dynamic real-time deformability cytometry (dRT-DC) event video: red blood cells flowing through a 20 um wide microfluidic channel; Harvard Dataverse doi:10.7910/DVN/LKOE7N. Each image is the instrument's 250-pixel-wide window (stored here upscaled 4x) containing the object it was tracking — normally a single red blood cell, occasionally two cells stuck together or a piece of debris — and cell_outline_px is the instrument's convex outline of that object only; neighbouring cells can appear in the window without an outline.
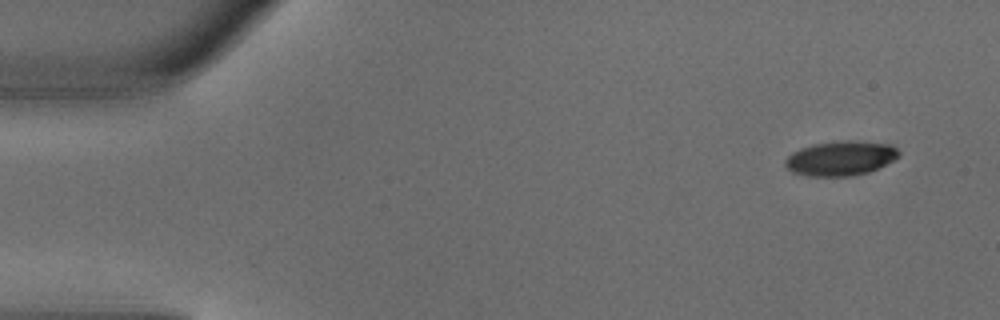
{"species": "common noctule bat (a hibernating species)", "species_latin": "Nyctalus noctula", "temperature_condition": "warm", "stored_images_in_passage": 4, "camera_frame_rate_fps": 3000, "um_per_image_px": 0.085, "animal": {"sex": "male", "body_mass_g": 18.8}, "frame": {"image": 1, "passage_image": 1, "time_ms": 0.0, "image_size_px": [1000, 320], "cell_outline_px": [[900, 156], [868, 172], [852, 176], [808, 176], [792, 172], [784, 164], [784, 160], [792, 152], [800, 148], [812, 144], [848, 140], [852, 140], [892, 144], [900, 152]], "centroid_in_image_um": [71.43, 13.45], "position_along_channel_um": 13.6, "area_um2": 22.89}}
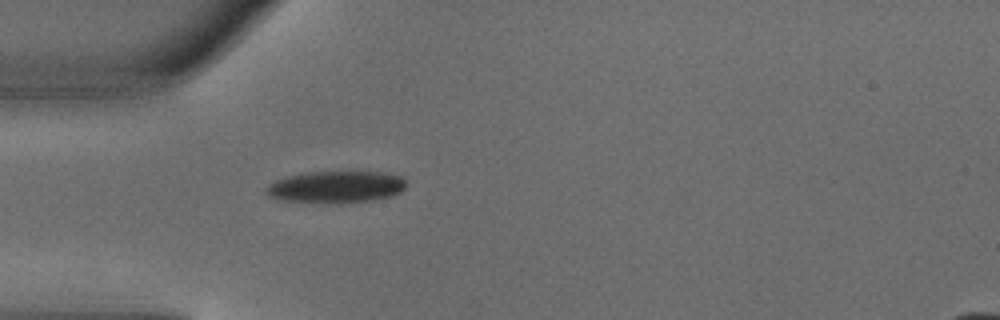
{"frame": {"image": 2, "passage_image": 4, "time_ms": 1.0, "image_size_px": [1000, 320], "cell_outline_px": [[408, 184], [400, 192], [392, 196], [372, 200], [344, 204], [332, 204], [284, 200], [268, 196], [264, 192], [264, 188], [268, 184], [276, 180], [288, 176], [308, 172], [380, 172], [400, 176]], "centroid_in_image_um": [28.55, 15.91], "position_along_channel_um": 56.5, "area_um2": 26.3}}